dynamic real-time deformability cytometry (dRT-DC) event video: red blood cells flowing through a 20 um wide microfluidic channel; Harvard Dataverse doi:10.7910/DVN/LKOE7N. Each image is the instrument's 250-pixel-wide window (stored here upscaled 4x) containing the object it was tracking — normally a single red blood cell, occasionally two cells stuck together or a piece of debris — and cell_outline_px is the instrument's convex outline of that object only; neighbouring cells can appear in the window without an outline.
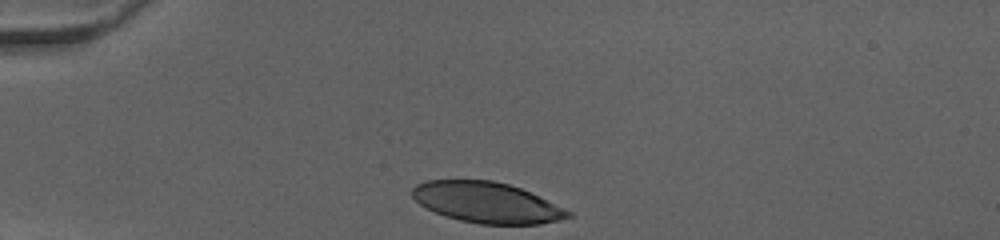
{"species": "human", "species_latin": "Homo sapiens", "temperature_condition": "cold", "stored_images_in_passage": 29, "camera_frame_rate_fps": 3000, "um_per_image_px": 0.085, "donor": {"sex": "female"}, "frame": {"image": 1, "passage_image": 1, "time_ms": 0.0, "image_size_px": [1000, 240], "cell_outline_px": [[572, 216], [560, 220], [540, 224], [480, 224], [460, 220], [444, 216], [420, 204], [412, 196], [412, 188], [416, 184], [428, 180], [492, 180], [508, 184], [520, 188], [564, 208], [572, 212]], "centroid_in_image_um": [41.37, 17.21], "position_along_channel_um": 43.6, "area_um2": 36.7}}
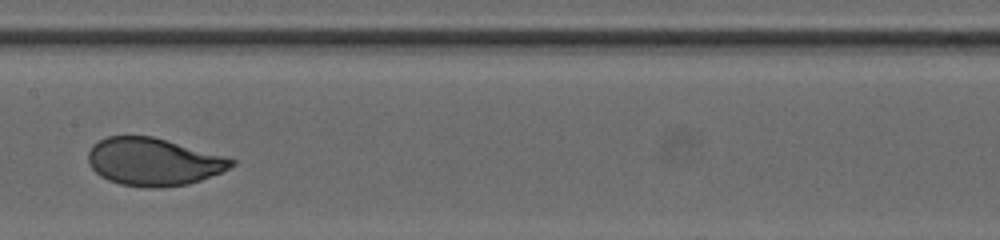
{"frame": {"image": 2, "passage_image": 15, "time_ms": 4.667, "image_size_px": [1000, 240], "cell_outline_px": [[236, 164], [232, 168], [200, 180], [188, 184], [160, 188], [148, 188], [120, 184], [108, 180], [100, 176], [88, 164], [88, 152], [92, 144], [108, 136], [152, 136], [224, 156], [236, 160]], "centroid_in_image_um": [13.03, 13.76], "position_along_channel_um": 194.4, "area_um2": 39.82}}
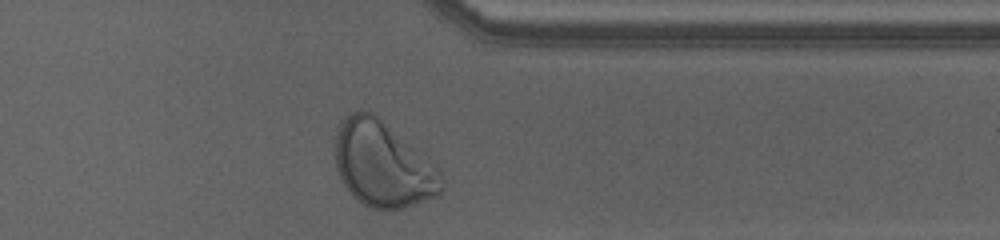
{"frame": {"image": 3, "passage_image": 29, "time_ms": 9.333, "image_size_px": [1000, 240], "cell_outline_px": [[444, 188], [436, 196], [404, 208], [368, 208], [356, 200], [352, 196], [344, 184], [336, 168], [332, 144], [336, 128], [340, 120], [348, 112], [372, 112], [424, 152], [428, 156], [440, 172], [444, 180]], "centroid_in_image_um": [32.51, 13.94], "position_along_channel_um": 378.9, "area_um2": 53.99}, "authors_computed_cell_mechanics": {"area_um2": 39.9976, "velocity_mm_per_s": 3.9947, "shape_relaxation_time_tau1_ms": 2.7067, "shape_relaxation_time_tau2_ms": null, "deformation_change_tau1": 0.1613, "deformation_change_tau2": null}}